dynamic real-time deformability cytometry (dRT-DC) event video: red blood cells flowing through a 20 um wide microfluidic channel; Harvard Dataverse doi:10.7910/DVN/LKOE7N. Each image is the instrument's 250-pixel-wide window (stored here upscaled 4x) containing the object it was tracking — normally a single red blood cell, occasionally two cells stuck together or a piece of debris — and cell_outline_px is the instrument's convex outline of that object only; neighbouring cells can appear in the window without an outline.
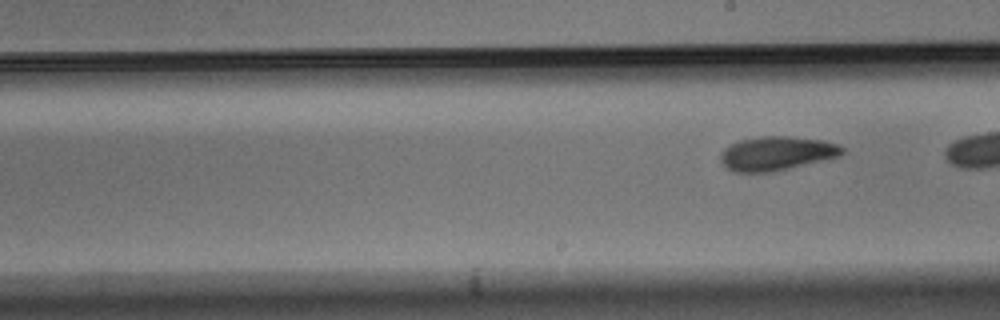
{"species": "Egyptian fruit bat (a non-hibernating species)", "species_latin": "Rousettus aegyptiacus", "temperature_condition": "warm", "stored_images_in_passage": 6, "segment_of_instrument_passage": [2, 2], "camera_frame_rate_fps": 3000, "um_per_image_px": 0.085, "animal": {"sex": "male"}, "frame": {"image": 1, "passage_image": 6, "time_ms": 1.667, "image_size_px": [1000, 320], "cell_outline_px": [[844, 152], [840, 156], [772, 172], [732, 172], [720, 160], [720, 152], [724, 148], [740, 140], [760, 136], [788, 136], [824, 140], [836, 144], [844, 148]], "centroid_in_image_um": [66.0, 13.03], "position_along_channel_um": 223.0, "area_um2": 24.04}}